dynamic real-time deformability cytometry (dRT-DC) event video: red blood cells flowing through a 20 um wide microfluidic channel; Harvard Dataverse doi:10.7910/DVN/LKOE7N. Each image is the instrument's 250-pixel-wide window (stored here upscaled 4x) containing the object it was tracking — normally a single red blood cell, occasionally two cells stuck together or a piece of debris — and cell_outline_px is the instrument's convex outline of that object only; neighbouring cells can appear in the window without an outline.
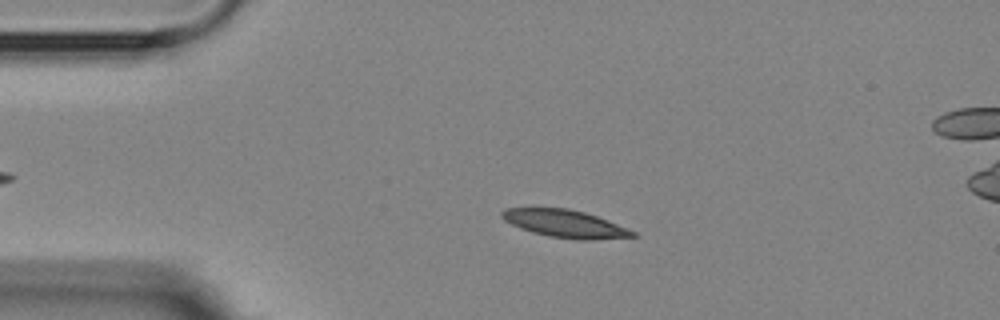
{"species": "Egyptian fruit bat (a non-hibernating species)", "species_latin": "Rousettus aegyptiacus", "temperature_condition": "room temperature", "stored_images_in_passage": 7, "camera_frame_rate_fps": 3000, "um_per_image_px": 0.085, "animal": {"sex": "female"}, "frame": {"image": 1, "passage_image": 5, "time_ms": 5.667, "image_size_px": [1000, 320], "cell_outline_px": [[640, 236], [592, 240], [576, 240], [548, 236], [532, 232], [520, 228], [504, 220], [500, 216], [500, 212], [504, 208], [568, 208], [584, 212], [608, 220], [636, 232]], "centroid_in_image_um": [48.03, 19.02], "position_along_channel_um": 37.0, "area_um2": 21.15}}
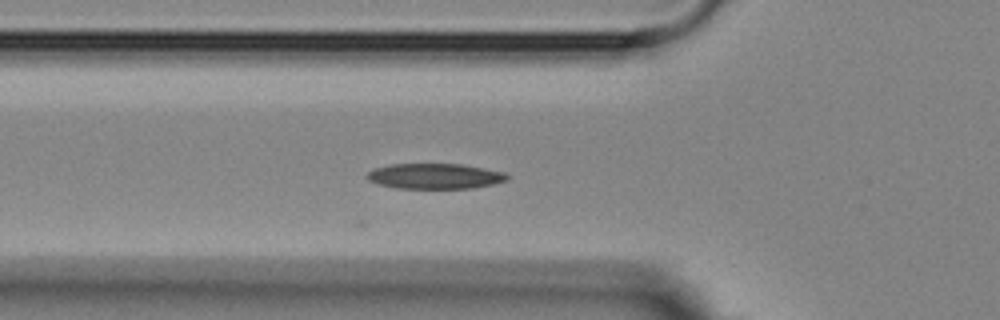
{"frame": {"image": 2, "passage_image": 7, "time_ms": 8.0, "image_size_px": [1000, 320], "cell_outline_px": [[508, 180], [492, 184], [472, 188], [396, 188], [376, 184], [368, 180], [364, 176], [368, 172], [376, 168], [392, 164], [460, 164], [504, 172], [508, 176]], "centroid_in_image_um": [36.92, 14.98], "position_along_channel_um": 88.9, "area_um2": 20.63}}